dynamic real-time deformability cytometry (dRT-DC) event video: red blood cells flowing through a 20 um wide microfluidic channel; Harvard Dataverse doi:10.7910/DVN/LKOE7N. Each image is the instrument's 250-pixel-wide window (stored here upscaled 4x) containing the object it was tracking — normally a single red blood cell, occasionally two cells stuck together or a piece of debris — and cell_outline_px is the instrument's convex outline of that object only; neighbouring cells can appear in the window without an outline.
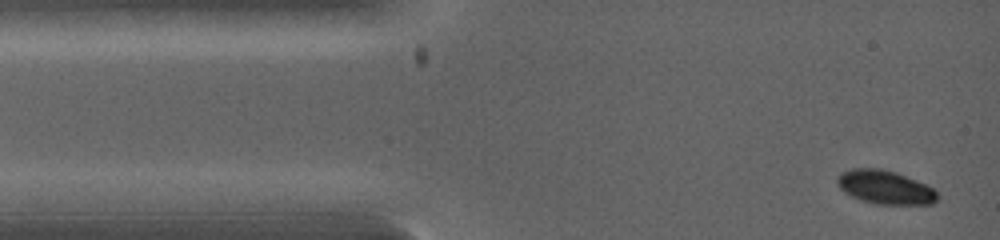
{"species": "common noctule bat (a hibernating species)", "species_latin": "Nyctalus noctula", "temperature_condition": "warm", "stored_images_in_passage": 6, "camera_frame_rate_fps": 5000, "um_per_image_px": 0.085, "animal": {"sex": "female", "body_mass_g": 19.0, "forearm_length_mm": 53.3}, "frame": {"image": 1, "passage_image": 1, "time_ms": 0.0, "image_size_px": [1000, 240], "cell_outline_px": [[940, 196], [932, 204], [876, 204], [860, 200], [844, 192], [836, 184], [836, 176], [852, 168], [880, 168], [896, 172], [916, 180], [932, 188]], "centroid_in_image_um": [75.21, 15.91], "position_along_channel_um": 9.8, "area_um2": 19.65}}
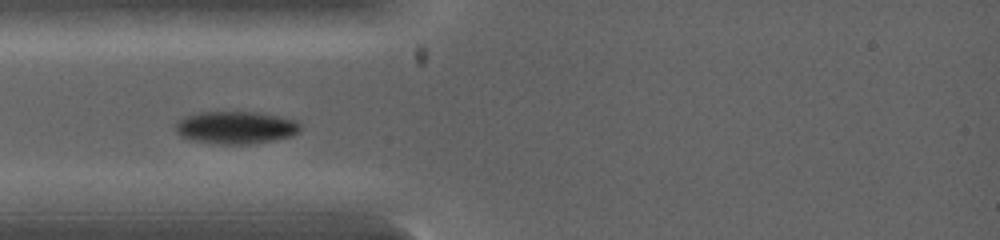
{"frame": {"image": 2, "passage_image": 5, "time_ms": 2.0, "image_size_px": [1000, 240], "cell_outline_px": [[300, 128], [292, 136], [272, 140], [248, 144], [220, 144], [196, 140], [184, 136], [176, 132], [176, 124], [184, 116], [200, 112], [256, 112], [276, 116], [292, 120], [300, 124]], "centroid_in_image_um": [20.03, 10.83], "position_along_channel_um": 65.0, "area_um2": 23.06}}